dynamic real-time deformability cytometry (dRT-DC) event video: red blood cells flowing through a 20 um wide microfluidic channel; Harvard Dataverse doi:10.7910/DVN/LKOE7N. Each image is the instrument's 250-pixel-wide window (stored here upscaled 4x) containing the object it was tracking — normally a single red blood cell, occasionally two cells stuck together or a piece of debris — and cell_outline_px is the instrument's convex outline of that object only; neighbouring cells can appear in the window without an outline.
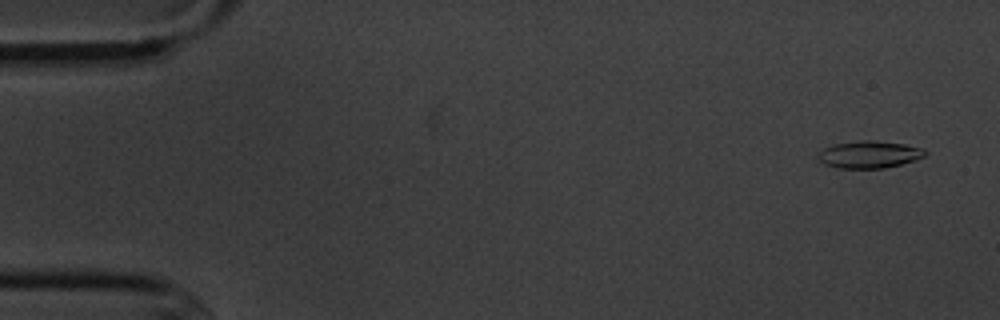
{"species": "common noctule bat (a hibernating species)", "species_latin": "Nyctalus noctula", "temperature_condition": "cold", "stored_images_in_passage": 6, "camera_frame_rate_fps": 3000, "um_per_image_px": 0.085, "animal": {"sex": "male", "body_mass_g": 20.1, "forearm_length_mm": 53.5}, "frame": {"image": 1, "passage_image": 1, "time_ms": 0.0, "image_size_px": [1000, 320], "cell_outline_px": [[928, 152], [924, 156], [916, 160], [884, 168], [836, 168], [824, 164], [816, 156], [816, 152], [832, 144], [860, 140], [872, 140], [904, 144], [924, 148]], "centroid_in_image_um": [73.86, 13.12], "position_along_channel_um": 11.1, "area_um2": 17.17}}
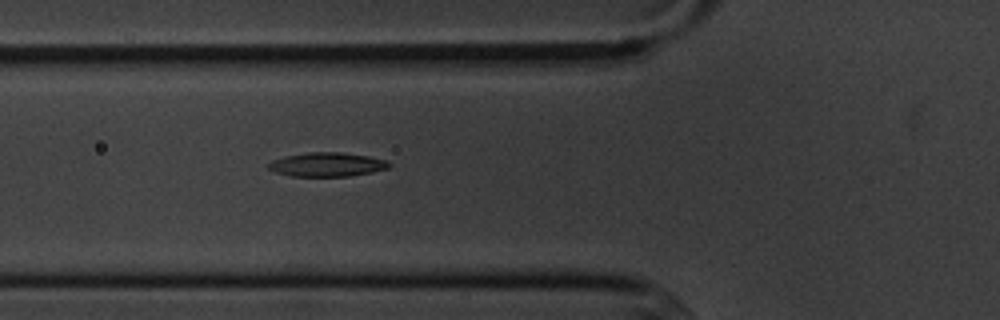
{"frame": {"image": 2, "passage_image": 6, "time_ms": 5.667, "image_size_px": [1000, 320], "cell_outline_px": [[392, 164], [388, 168], [372, 172], [348, 176], [292, 176], [276, 172], [268, 168], [268, 164], [272, 160], [284, 156], [308, 152], [344, 152], [368, 156], [388, 160]], "centroid_in_image_um": [27.82, 13.97], "position_along_channel_um": 98.0, "area_um2": 16.94}}